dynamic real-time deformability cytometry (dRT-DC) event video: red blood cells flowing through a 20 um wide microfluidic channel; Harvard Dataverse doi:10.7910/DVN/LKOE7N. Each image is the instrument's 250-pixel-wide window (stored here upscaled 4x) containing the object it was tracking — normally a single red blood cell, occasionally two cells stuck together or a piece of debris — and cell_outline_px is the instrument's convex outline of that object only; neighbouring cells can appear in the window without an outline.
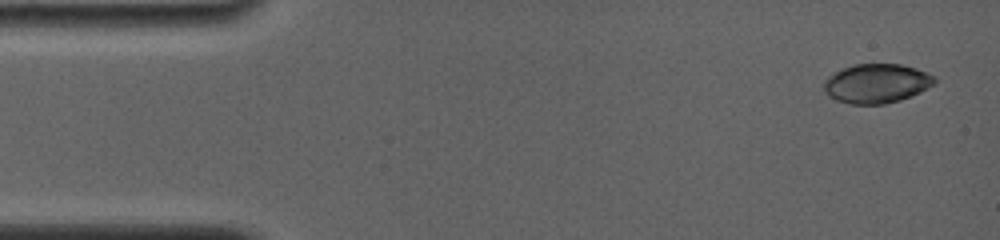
{"species": "common noctule bat (a hibernating species)", "species_latin": "Nyctalus noctula", "temperature_condition": "room temperature", "stored_images_in_passage": 9, "camera_frame_rate_fps": 4000, "um_per_image_px": 0.085, "animal": {"sex": "female", "body_mass_g": 19.0, "forearm_length_mm": 56.7}, "frame": {"image": 1, "passage_image": 1, "time_ms": 0.0, "image_size_px": [1000, 240], "cell_outline_px": [[936, 80], [932, 84], [920, 92], [900, 100], [884, 104], [852, 104], [836, 100], [828, 96], [824, 92], [824, 80], [828, 76], [852, 64], [900, 64], [916, 68], [936, 76]], "centroid_in_image_um": [74.49, 7.09], "position_along_channel_um": 10.5, "area_um2": 25.26}}
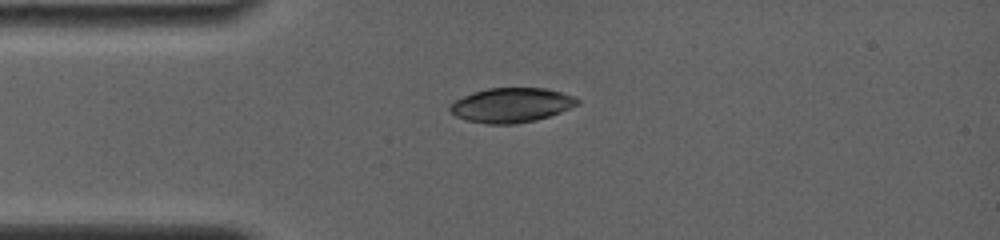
{"frame": {"image": 2, "passage_image": 7, "time_ms": 3.25, "image_size_px": [1000, 240], "cell_outline_px": [[580, 104], [560, 112], [536, 120], [516, 124], [488, 124], [468, 120], [456, 116], [448, 108], [448, 104], [464, 96], [488, 88], [548, 88], [572, 96], [580, 100]], "centroid_in_image_um": [43.48, 8.94], "position_along_channel_um": 41.5, "area_um2": 25.49}}